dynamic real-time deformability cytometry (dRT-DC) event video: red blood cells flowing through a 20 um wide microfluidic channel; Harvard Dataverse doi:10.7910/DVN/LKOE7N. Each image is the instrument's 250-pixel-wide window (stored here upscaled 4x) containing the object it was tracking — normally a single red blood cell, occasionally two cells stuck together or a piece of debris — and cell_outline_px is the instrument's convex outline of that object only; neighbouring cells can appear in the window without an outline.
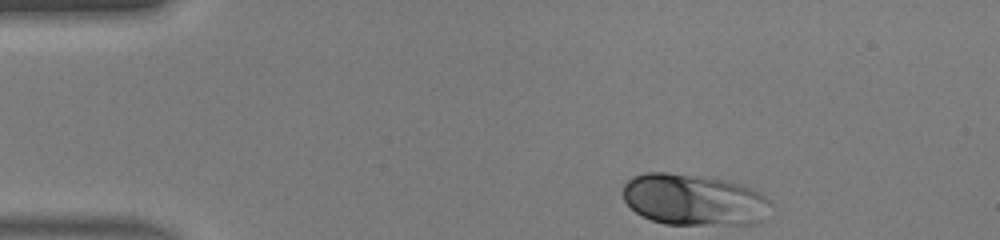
{"species": "human", "species_latin": "Homo sapiens", "temperature_condition": "warm", "stored_images_in_passage": 40, "camera_frame_rate_fps": 3000, "um_per_image_px": 0.085, "donor": {"sex": "male"}, "frame": {"image": 1, "passage_image": 1, "time_ms": 0.0, "image_size_px": [1000, 240], "cell_outline_px": [[772, 204], [760, 220], [756, 224], [664, 224], [652, 220], [636, 212], [624, 200], [624, 184], [632, 176], [644, 172], [668, 172], [728, 180], [740, 184], [760, 192], [772, 200]], "centroid_in_image_um": [58.98, 16.97], "position_along_channel_um": 26.0, "area_um2": 44.22}}
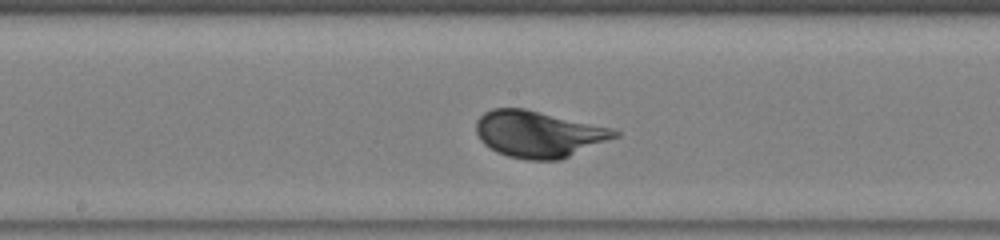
{"frame": {"image": 2, "passage_image": 18, "time_ms": 5.667, "image_size_px": [1000, 240], "cell_outline_px": [[620, 136], [560, 160], [528, 160], [508, 156], [496, 152], [484, 144], [480, 140], [476, 132], [476, 120], [484, 112], [492, 108], [524, 108], [612, 128], [620, 132]], "centroid_in_image_um": [45.77, 11.4], "position_along_channel_um": 202.4, "area_um2": 37.63}}
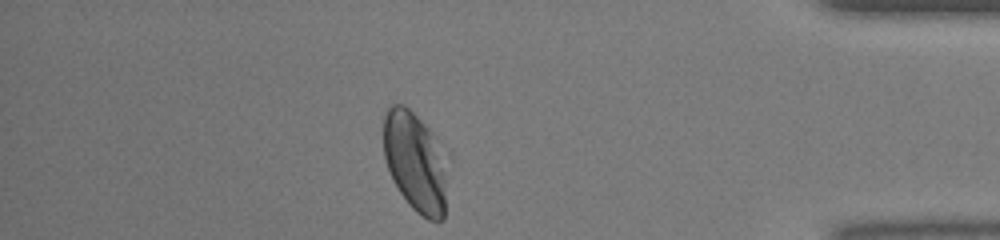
{"frame": {"image": 3, "passage_image": 34, "time_ms": 11.0, "image_size_px": [1000, 240], "cell_outline_px": [[444, 220], [428, 220], [416, 212], [408, 204], [400, 192], [388, 168], [384, 156], [384, 112], [392, 104], [404, 104], [432, 132], [444, 160]], "centroid_in_image_um": [35.24, 13.75], "position_along_channel_um": 400.0, "area_um2": 36.13}, "authors_computed_cell_mechanics": {"area_um2": 37.7723, "velocity_mm_per_s": 4.4014, "shape_relaxation_time_tau1_ms": 2.284, "shape_relaxation_time_tau2_ms": null, "deformation_change_tau1": 0.1576, "deformation_change_tau2": null}}